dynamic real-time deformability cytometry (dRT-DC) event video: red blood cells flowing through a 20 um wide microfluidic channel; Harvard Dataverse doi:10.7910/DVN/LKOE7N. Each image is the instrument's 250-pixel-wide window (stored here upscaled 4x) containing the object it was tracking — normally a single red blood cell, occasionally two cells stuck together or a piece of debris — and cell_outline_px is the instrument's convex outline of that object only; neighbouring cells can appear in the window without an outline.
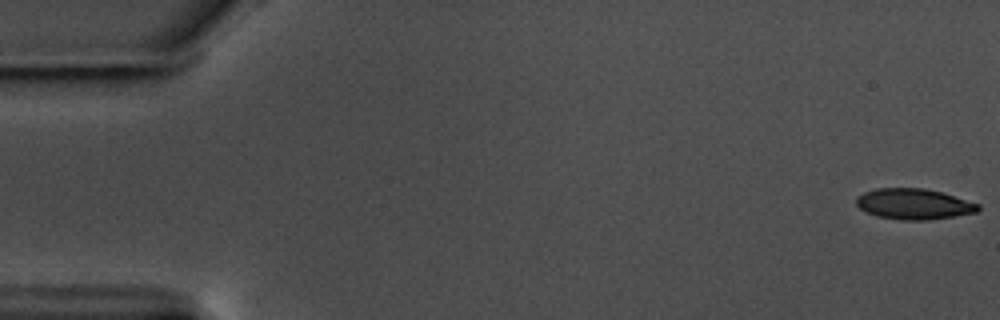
{"species": "common noctule bat (a hibernating species)", "species_latin": "Nyctalus noctula", "temperature_condition": "warm", "stored_images_in_passage": 51, "camera_frame_rate_fps": 3000, "um_per_image_px": 0.085, "animal": {"sex": "male", "body_mass_g": 17.5, "forearm_length_mm": 52.3}, "frame": {"image": 1, "passage_image": 1, "time_ms": 0.0, "image_size_px": [1000, 320], "cell_outline_px": [[980, 208], [976, 212], [952, 216], [924, 220], [900, 220], [876, 216], [860, 208], [856, 204], [856, 196], [864, 192], [876, 188], [924, 188], [940, 192], [980, 204]], "centroid_in_image_um": [77.63, 17.33], "position_along_channel_um": 7.4, "area_um2": 21.62}}
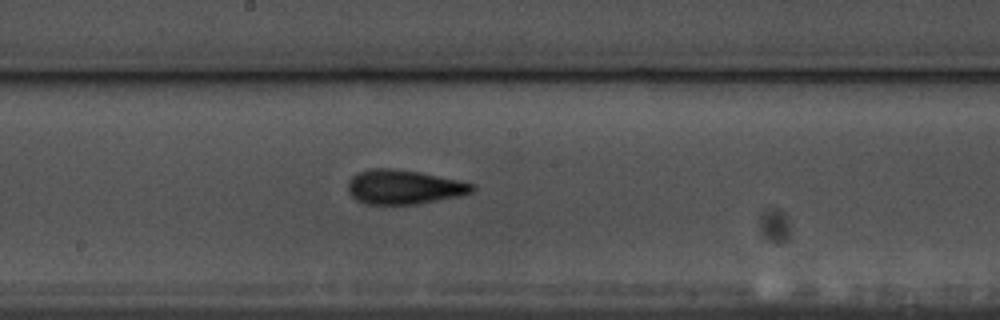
{"frame": {"image": 2, "passage_image": 31, "time_ms": 10.0, "image_size_px": [1000, 320], "cell_outline_px": [[476, 188], [472, 192], [456, 196], [416, 204], [364, 204], [356, 200], [348, 192], [348, 180], [352, 176], [368, 168], [388, 168], [420, 172], [460, 180], [476, 184]], "centroid_in_image_um": [34.31, 15.89], "position_along_channel_um": 213.9, "area_um2": 24.85}}
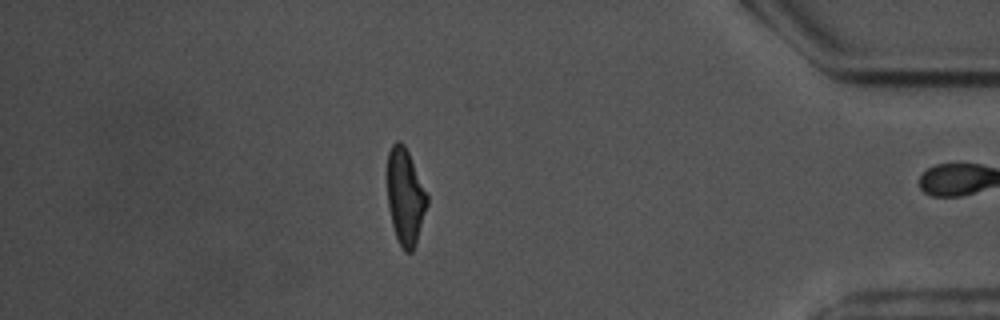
{"frame": {"image": 3, "passage_image": 50, "time_ms": 16.333, "image_size_px": [1000, 320], "cell_outline_px": [[428, 204], [416, 244], [412, 252], [404, 252], [396, 236], [392, 224], [388, 204], [388, 152], [392, 144], [396, 140], [400, 140], [404, 144], [408, 152], [428, 196]], "centroid_in_image_um": [34.45, 16.72], "position_along_channel_um": 400.7, "area_um2": 22.14}, "authors_computed_cell_mechanics": {"area_um2": 23.2934, "velocity_mm_per_s": 3.5836, "shape_relaxation_time_tau1_ms": 3.7138, "shape_relaxation_time_tau2_ms": 1.9977, "deformation_change_tau1": 0.1463, "deformation_change_tau2": 0.092}}